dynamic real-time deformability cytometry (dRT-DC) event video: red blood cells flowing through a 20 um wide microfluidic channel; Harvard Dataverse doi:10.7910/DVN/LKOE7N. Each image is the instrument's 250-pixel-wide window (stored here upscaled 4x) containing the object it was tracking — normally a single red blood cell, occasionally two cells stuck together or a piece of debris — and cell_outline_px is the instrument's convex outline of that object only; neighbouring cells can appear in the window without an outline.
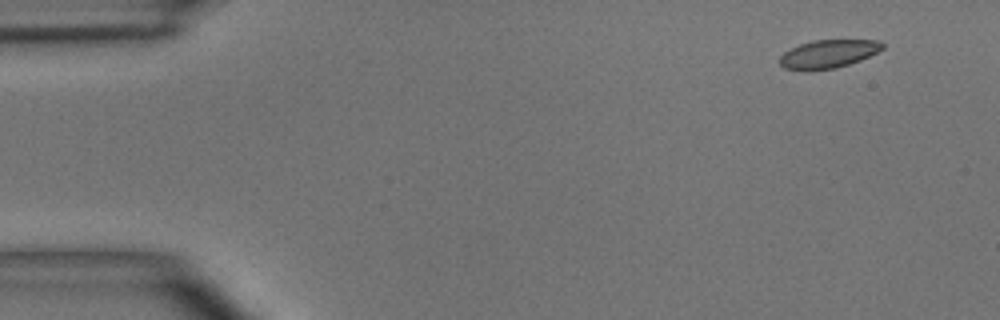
{"species": "common noctule bat (a hibernating species)", "species_latin": "Nyctalus noctula", "temperature_condition": "room temperature", "stored_images_in_passage": 4, "camera_frame_rate_fps": 3000, "um_per_image_px": 0.085, "animal": {"sex": "male", "body_mass_g": 15.6}, "frame": {"image": 1, "passage_image": 1, "time_ms": 0.0, "image_size_px": [1000, 320], "cell_outline_px": [[884, 48], [860, 60], [836, 68], [784, 68], [780, 64], [780, 56], [784, 52], [800, 44], [812, 40], [880, 40], [884, 44]], "centroid_in_image_um": [70.45, 4.54], "position_along_channel_um": 14.6, "area_um2": 16.3}}
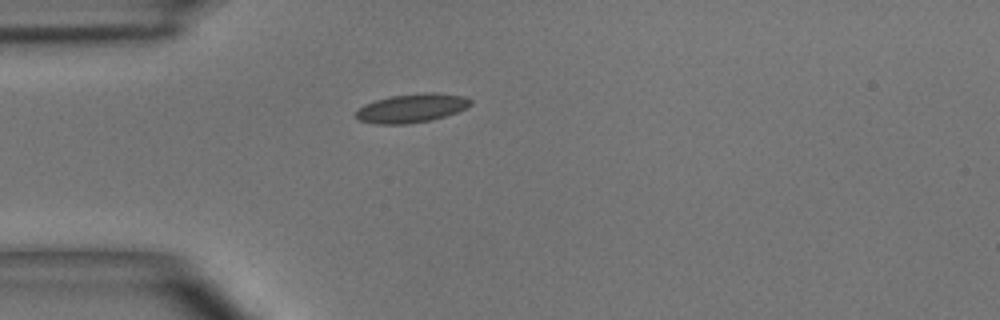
{"frame": {"image": 2, "passage_image": 4, "time_ms": 3.333, "image_size_px": [1000, 320], "cell_outline_px": [[472, 104], [456, 112], [432, 120], [408, 124], [376, 124], [360, 120], [356, 116], [356, 112], [364, 104], [376, 100], [392, 96], [424, 92], [436, 92], [464, 96], [472, 100]], "centroid_in_image_um": [35.01, 9.19], "position_along_channel_um": 50.0, "area_um2": 19.13}}